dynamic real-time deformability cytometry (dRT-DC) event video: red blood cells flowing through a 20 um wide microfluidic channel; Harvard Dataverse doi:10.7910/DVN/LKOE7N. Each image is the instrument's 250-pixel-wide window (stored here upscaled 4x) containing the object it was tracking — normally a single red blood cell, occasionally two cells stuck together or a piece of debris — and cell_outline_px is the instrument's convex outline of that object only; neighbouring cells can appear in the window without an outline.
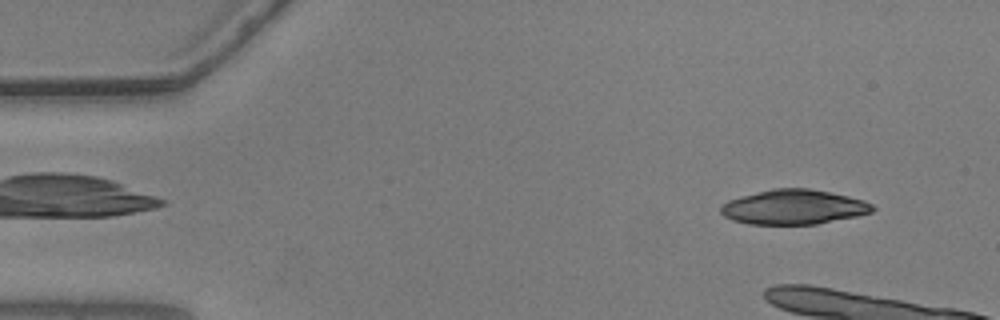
{"species": "common noctule bat (a hibernating species)", "species_latin": "Nyctalus noctula", "temperature_condition": "warm", "stored_images_in_passage": 10, "camera_frame_rate_fps": 3000, "um_per_image_px": 0.085, "animal": {"sex": "male", "body_mass_g": 20.5, "forearm_length_mm": 52.5}, "frame": {"image": 1, "passage_image": 1, "time_ms": 0.0, "image_size_px": [1000, 320], "cell_outline_px": [[876, 208], [872, 212], [856, 216], [816, 224], [748, 224], [732, 220], [724, 216], [720, 212], [720, 204], [728, 200], [740, 196], [772, 188], [808, 188], [848, 196], [864, 200], [872, 204]], "centroid_in_image_um": [67.43, 17.59], "position_along_channel_um": 17.6, "area_um2": 30.75}}